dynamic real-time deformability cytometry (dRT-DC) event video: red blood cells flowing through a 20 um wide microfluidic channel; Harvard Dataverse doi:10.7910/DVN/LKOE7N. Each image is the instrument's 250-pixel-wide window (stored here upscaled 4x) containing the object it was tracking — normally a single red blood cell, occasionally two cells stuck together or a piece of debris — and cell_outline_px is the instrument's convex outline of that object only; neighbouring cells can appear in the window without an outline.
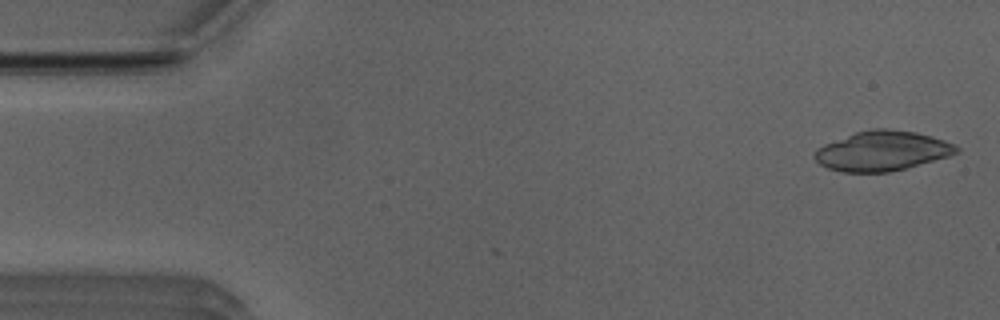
{"species": "Egyptian fruit bat (a non-hibernating species)", "species_latin": "Rousettus aegyptiacus", "temperature_condition": "room temperature", "stored_images_in_passage": 12, "camera_frame_rate_fps": 3000, "um_per_image_px": 0.085, "animal": {"sex": "male"}, "frame": {"image": 1, "passage_image": 1, "time_ms": 0.0, "image_size_px": [1000, 320], "cell_outline_px": [[960, 152], [948, 156], [904, 168], [888, 172], [844, 172], [828, 168], [820, 164], [816, 160], [816, 148], [824, 144], [856, 132], [872, 128], [888, 128], [916, 132], [932, 136], [956, 144], [960, 148]], "centroid_in_image_um": [75.01, 12.81], "position_along_channel_um": 10.0, "area_um2": 32.66}}